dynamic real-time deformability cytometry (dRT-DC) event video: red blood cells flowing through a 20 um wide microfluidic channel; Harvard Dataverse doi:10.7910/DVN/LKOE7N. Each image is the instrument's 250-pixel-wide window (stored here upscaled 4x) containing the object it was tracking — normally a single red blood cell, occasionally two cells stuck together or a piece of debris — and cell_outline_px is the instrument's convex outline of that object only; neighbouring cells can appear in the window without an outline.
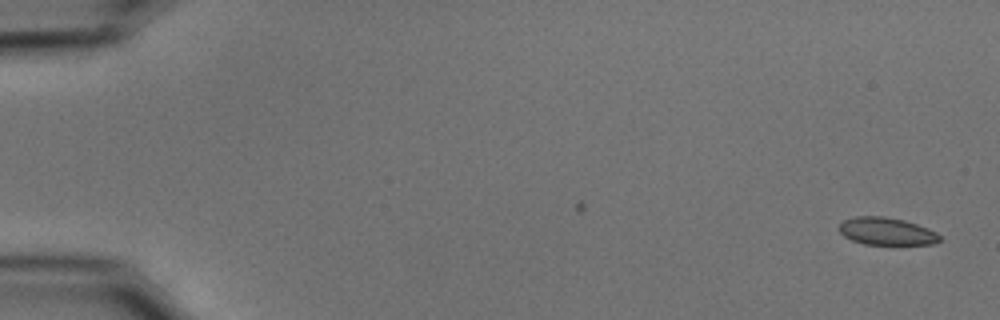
{"species": "common noctule bat (a hibernating species)", "species_latin": "Nyctalus noctula", "temperature_condition": "cold", "stored_images_in_passage": 53, "camera_frame_rate_fps": 3000, "um_per_image_px": 0.085, "animal": {"sex": "male", "body_mass_g": 15.6}, "frame": {"image": 1, "passage_image": 1, "time_ms": 0.0, "image_size_px": [1000, 320], "cell_outline_px": [[940, 240], [932, 244], [864, 244], [852, 240], [844, 236], [840, 232], [840, 224], [844, 220], [856, 216], [884, 216], [904, 220], [928, 228], [936, 232], [940, 236]], "centroid_in_image_um": [75.35, 19.65], "position_along_channel_um": 9.6, "area_um2": 15.95}}
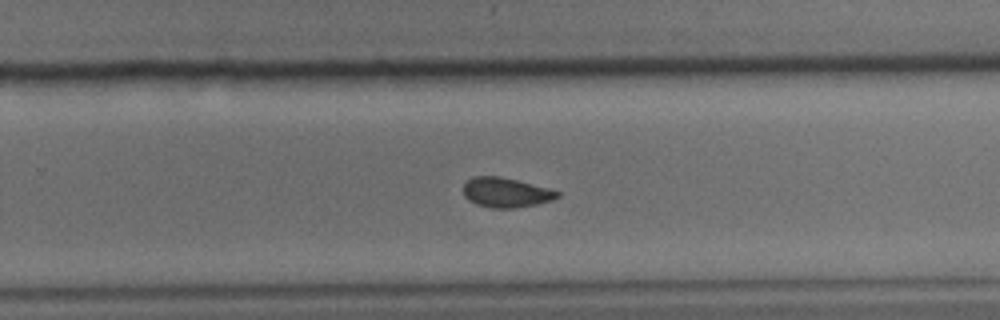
{"frame": {"image": 2, "passage_image": 35, "time_ms": 11.333, "image_size_px": [1000, 320], "cell_outline_px": [[560, 196], [552, 200], [536, 204], [512, 208], [492, 208], [476, 204], [468, 200], [464, 196], [464, 184], [472, 176], [500, 176], [548, 188], [560, 192]], "centroid_in_image_um": [42.98, 16.36], "position_along_channel_um": 286.8, "area_um2": 16.18}}
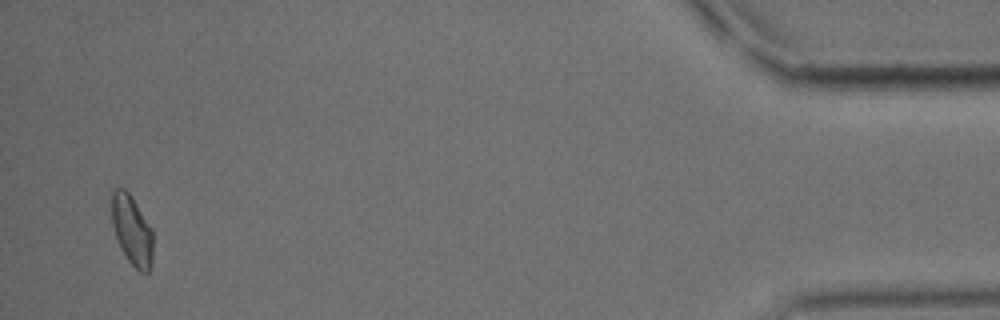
{"frame": {"image": 3, "passage_image": 52, "time_ms": 17.0, "image_size_px": [1000, 320], "cell_outline_px": [[152, 264], [148, 272], [140, 272], [128, 260], [120, 248], [112, 224], [112, 188], [124, 188], [132, 196], [152, 228]], "centroid_in_image_um": [11.22, 19.55], "position_along_channel_um": 424.0, "area_um2": 16.82}, "authors_computed_cell_mechanics": {"area_um2": 16.8776, "velocity_mm_per_s": 3.7368, "shape_relaxation_time_tau1_ms": 8.0387, "shape_relaxation_time_tau2_ms": 3.2526, "deformation_change_tau1": 0.1153, "deformation_change_tau2": 0.0641}}